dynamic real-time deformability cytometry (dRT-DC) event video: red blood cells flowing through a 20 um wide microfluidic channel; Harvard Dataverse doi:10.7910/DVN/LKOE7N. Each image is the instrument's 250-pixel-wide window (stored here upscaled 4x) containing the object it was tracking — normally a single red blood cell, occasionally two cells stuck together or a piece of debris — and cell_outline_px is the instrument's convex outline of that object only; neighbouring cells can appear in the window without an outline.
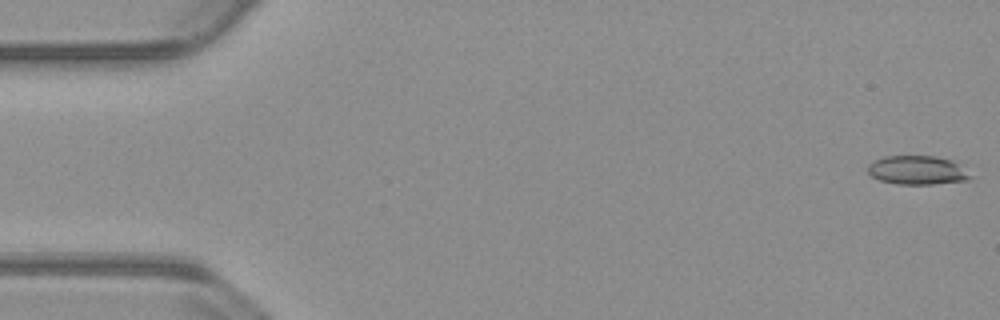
{"species": "common noctule bat (a hibernating species)", "species_latin": "Nyctalus noctula", "temperature_condition": "warm", "stored_images_in_passage": 54, "camera_frame_rate_fps": 3000, "um_per_image_px": 0.085, "animal": {"sex": "male", "body_mass_g": 23.1, "forearm_length_mm": 52.7}, "frame": {"image": 1, "passage_image": 1, "time_ms": 0.0, "image_size_px": [1000, 320], "cell_outline_px": [[976, 176], [968, 180], [932, 184], [896, 184], [880, 180], [872, 176], [868, 172], [868, 164], [872, 160], [884, 156], [936, 156], [952, 160], [960, 164]], "centroid_in_image_um": [78.02, 14.46], "position_along_channel_um": 7.0, "area_um2": 17.57}}
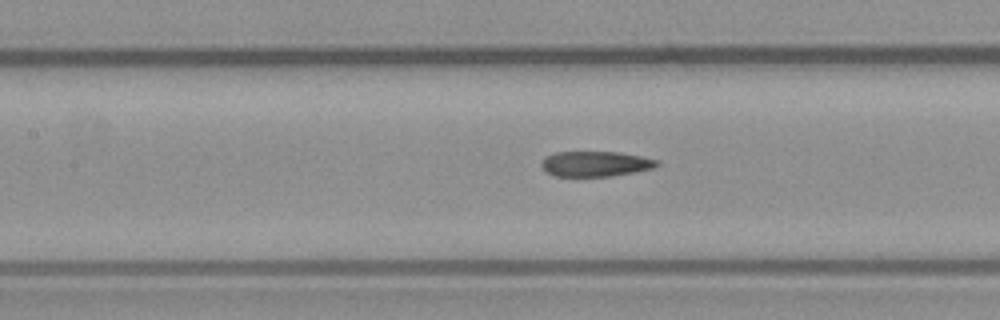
{"frame": {"image": 2, "passage_image": 24, "time_ms": 7.667, "image_size_px": [1000, 320], "cell_outline_px": [[660, 164], [656, 168], [612, 176], [556, 176], [544, 172], [540, 164], [544, 156], [556, 152], [620, 152], [660, 160]], "centroid_in_image_um": [50.61, 13.92], "position_along_channel_um": 156.8, "area_um2": 17.28}}
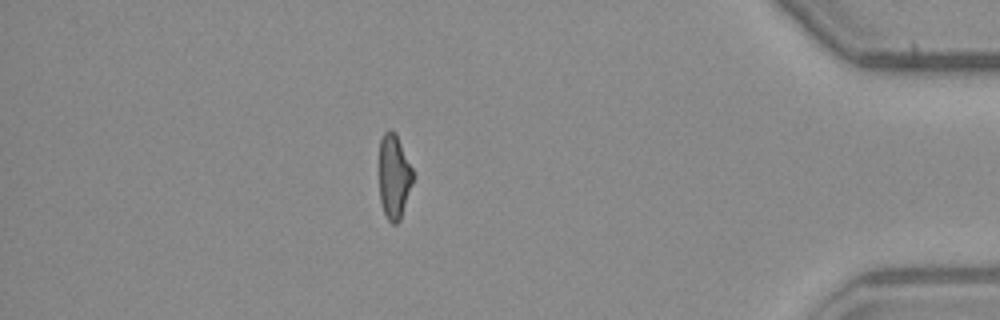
{"frame": {"image": 3, "passage_image": 47, "time_ms": 15.333, "image_size_px": [1000, 320], "cell_outline_px": [[412, 184], [400, 220], [396, 224], [392, 224], [388, 220], [380, 204], [380, 140], [384, 132], [388, 128], [392, 128], [396, 132], [412, 168]], "centroid_in_image_um": [33.48, 14.98], "position_along_channel_um": 401.7, "area_um2": 16.59}, "authors_computed_cell_mechanics": {"area_um2": 17.918, "velocity_mm_per_s": 3.8181, "shape_relaxation_time_tau1_ms": null, "shape_relaxation_time_tau2_ms": 2.9913, "deformation_change_tau1": null, "deformation_change_tau2": 0.1096}}